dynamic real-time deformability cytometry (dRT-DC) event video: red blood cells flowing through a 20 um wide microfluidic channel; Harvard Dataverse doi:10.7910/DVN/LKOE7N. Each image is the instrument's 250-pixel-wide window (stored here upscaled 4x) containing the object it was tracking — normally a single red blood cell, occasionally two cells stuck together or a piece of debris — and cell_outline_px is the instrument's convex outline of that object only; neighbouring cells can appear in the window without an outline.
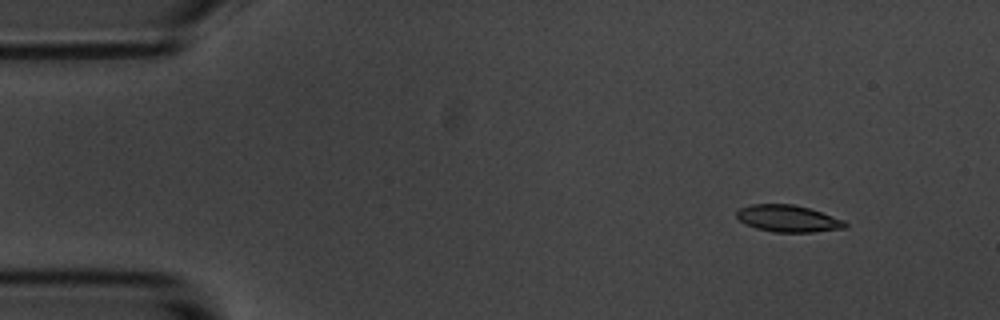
{"species": "common noctule bat (a hibernating species)", "species_latin": "Nyctalus noctula", "temperature_condition": "room temperature", "stored_images_in_passage": 5, "camera_frame_rate_fps": 3000, "um_per_image_px": 0.085, "animal": {"sex": "male", "body_mass_g": 20.1, "forearm_length_mm": 53.5}, "frame": {"image": 1, "passage_image": 1, "time_ms": 0.0, "image_size_px": [1000, 320], "cell_outline_px": [[848, 228], [812, 232], [772, 232], [756, 228], [744, 224], [736, 216], [736, 212], [740, 208], [752, 204], [792, 204], [808, 208], [844, 220], [848, 224]], "centroid_in_image_um": [66.98, 18.58], "position_along_channel_um": 18.0, "area_um2": 16.99}}
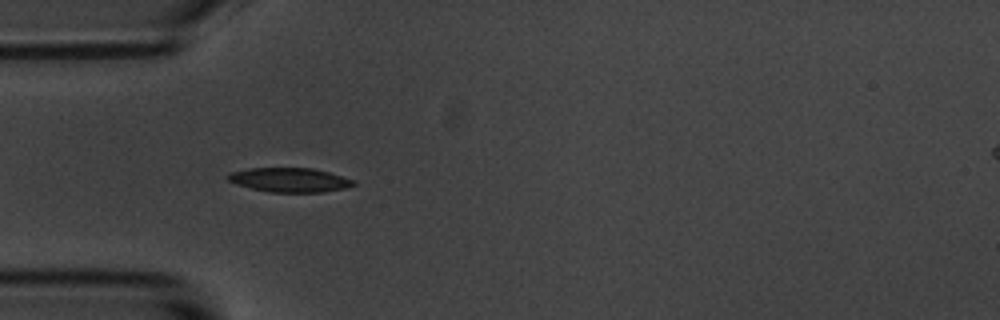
{"frame": {"image": 2, "passage_image": 4, "time_ms": 3.667, "image_size_px": [1000, 320], "cell_outline_px": [[356, 184], [344, 188], [324, 192], [268, 192], [236, 184], [228, 180], [224, 176], [232, 172], [248, 168], [312, 168], [328, 172], [356, 180]], "centroid_in_image_um": [24.62, 15.29], "position_along_channel_um": 60.4, "area_um2": 17.74}}